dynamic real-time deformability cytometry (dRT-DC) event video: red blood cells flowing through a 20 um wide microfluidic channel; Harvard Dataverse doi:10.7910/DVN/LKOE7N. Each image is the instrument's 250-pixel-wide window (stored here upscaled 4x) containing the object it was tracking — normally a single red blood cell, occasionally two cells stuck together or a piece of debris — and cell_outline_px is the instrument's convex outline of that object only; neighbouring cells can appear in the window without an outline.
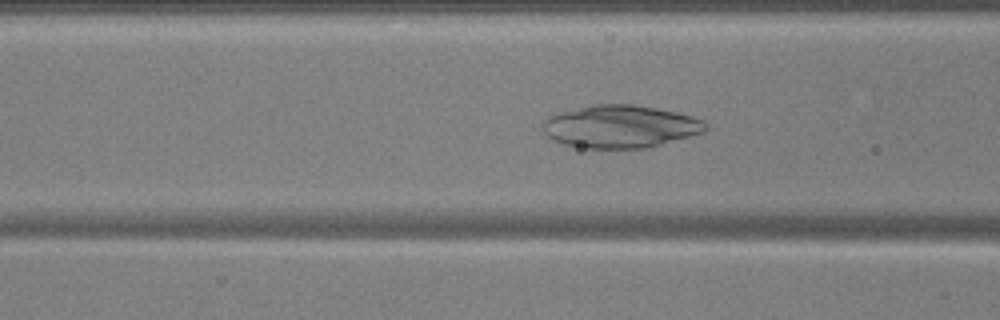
{"species": "common noctule bat (a hibernating species)", "species_latin": "Nyctalus noctula", "temperature_condition": "warm", "stored_images_in_passage": 49, "camera_frame_rate_fps": 3000, "um_per_image_px": 0.085, "animal": {"sex": "male", "body_mass_g": 17.9, "forearm_length_mm": 54.2}, "frame": {"image": 1, "passage_image": 21, "time_ms": 6.667, "image_size_px": [1000, 320], "cell_outline_px": [[708, 128], [704, 132], [660, 144], [644, 148], [580, 148], [564, 144], [548, 136], [544, 132], [544, 120], [548, 116], [556, 112], [596, 104], [632, 104], [656, 108], [676, 112], [692, 116], [704, 120], [708, 124]], "centroid_in_image_um": [52.73, 10.74], "position_along_channel_um": 113.9, "area_um2": 40.4}}
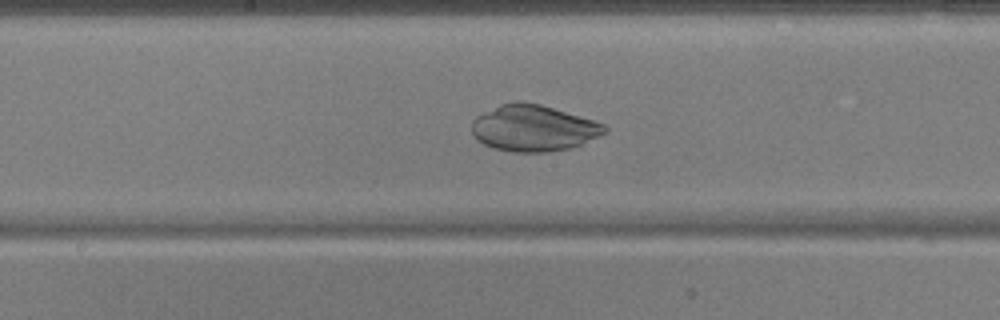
{"frame": {"image": 2, "passage_image": 28, "time_ms": 9.0, "image_size_px": [1000, 320], "cell_outline_px": [[608, 132], [580, 144], [568, 148], [548, 152], [512, 152], [492, 148], [484, 144], [472, 132], [472, 120], [476, 116], [500, 104], [516, 100], [520, 100], [540, 104], [592, 120], [604, 124], [608, 128]], "centroid_in_image_um": [45.32, 10.88], "position_along_channel_um": 202.9, "area_um2": 35.66}}
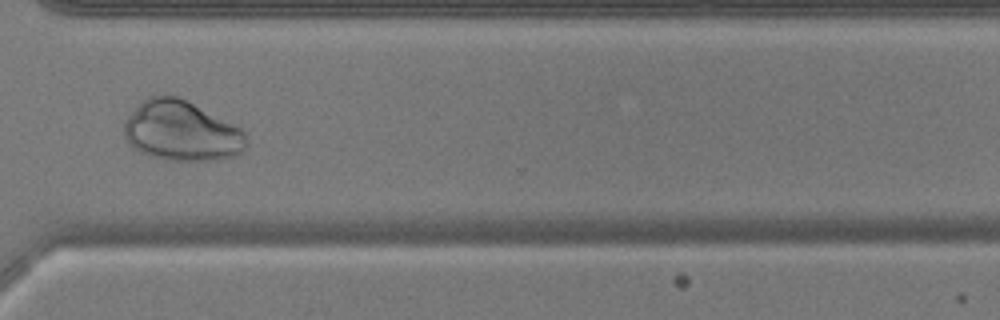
{"frame": {"image": 3, "passage_image": 40, "time_ms": 13.0, "image_size_px": [1000, 320], "cell_outline_px": [[248, 144], [236, 156], [212, 160], [168, 160], [148, 156], [140, 152], [124, 136], [124, 120], [148, 96], [164, 92], [180, 96], [240, 128], [244, 132], [248, 140]], "centroid_in_image_um": [15.42, 11.11], "position_along_channel_um": 355.2, "area_um2": 42.95}}